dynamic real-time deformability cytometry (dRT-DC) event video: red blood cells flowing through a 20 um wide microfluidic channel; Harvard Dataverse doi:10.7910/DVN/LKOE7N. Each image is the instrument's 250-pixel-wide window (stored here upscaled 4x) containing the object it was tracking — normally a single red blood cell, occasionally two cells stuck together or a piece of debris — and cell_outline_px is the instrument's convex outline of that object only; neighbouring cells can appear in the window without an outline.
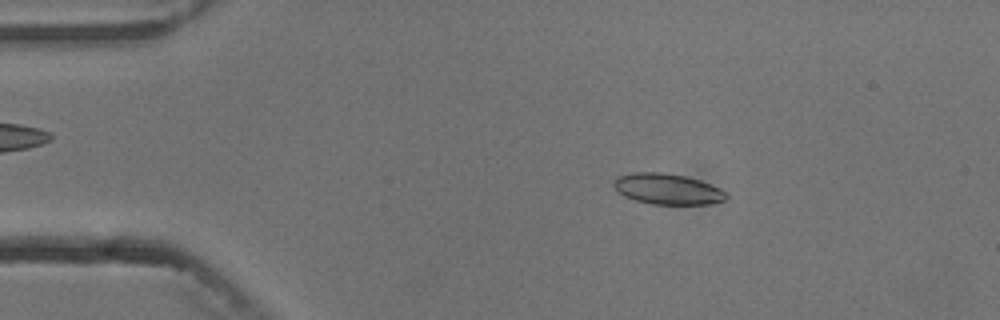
{"species": "common noctule bat (a hibernating species)", "species_latin": "Nyctalus noctula", "temperature_condition": "cold", "stored_images_in_passage": 9, "camera_frame_rate_fps": 3000, "um_per_image_px": 0.085, "animal": {"sex": "male", "body_mass_g": 13.3}, "frame": {"image": 1, "passage_image": 2, "time_ms": 1.0, "image_size_px": [1000, 320], "cell_outline_px": [[728, 196], [724, 200], [708, 204], [652, 204], [636, 200], [624, 196], [612, 184], [616, 176], [632, 172], [660, 172], [684, 176], [700, 180], [720, 188]], "centroid_in_image_um": [56.71, 16.06], "position_along_channel_um": 28.3, "area_um2": 20.06}}
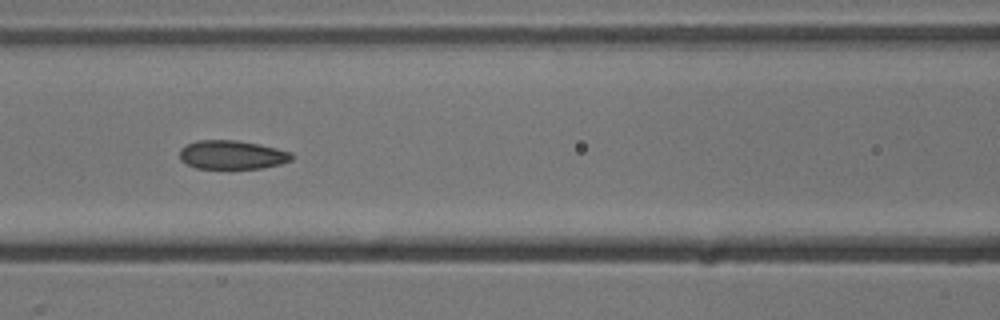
{"frame": {"image": 2, "passage_image": 6, "time_ms": 5.667, "image_size_px": [1000, 320], "cell_outline_px": [[292, 160], [280, 164], [260, 168], [196, 168], [180, 160], [180, 148], [196, 140], [236, 140], [260, 144], [292, 152]], "centroid_in_image_um": [19.72, 13.15], "position_along_channel_um": 146.9, "area_um2": 18.73}}
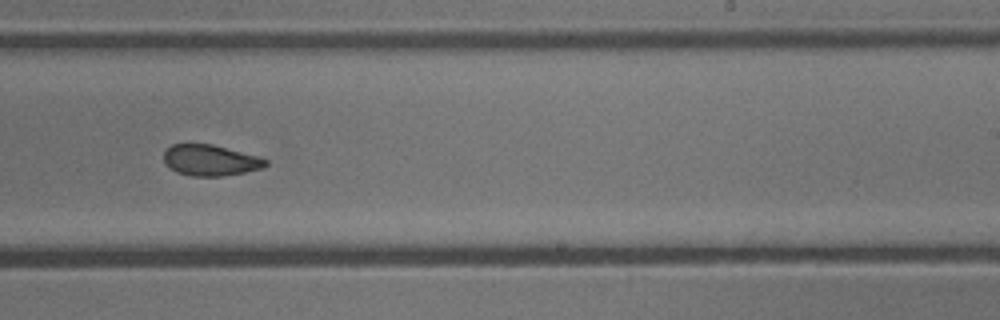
{"frame": {"image": 3, "passage_image": 9, "time_ms": 9.0, "image_size_px": [1000, 320], "cell_outline_px": [[268, 164], [264, 168], [224, 176], [192, 176], [176, 172], [164, 164], [164, 152], [172, 144], [212, 144], [256, 156], [268, 160]], "centroid_in_image_um": [17.86, 13.63], "position_along_channel_um": 271.1, "area_um2": 18.32}}